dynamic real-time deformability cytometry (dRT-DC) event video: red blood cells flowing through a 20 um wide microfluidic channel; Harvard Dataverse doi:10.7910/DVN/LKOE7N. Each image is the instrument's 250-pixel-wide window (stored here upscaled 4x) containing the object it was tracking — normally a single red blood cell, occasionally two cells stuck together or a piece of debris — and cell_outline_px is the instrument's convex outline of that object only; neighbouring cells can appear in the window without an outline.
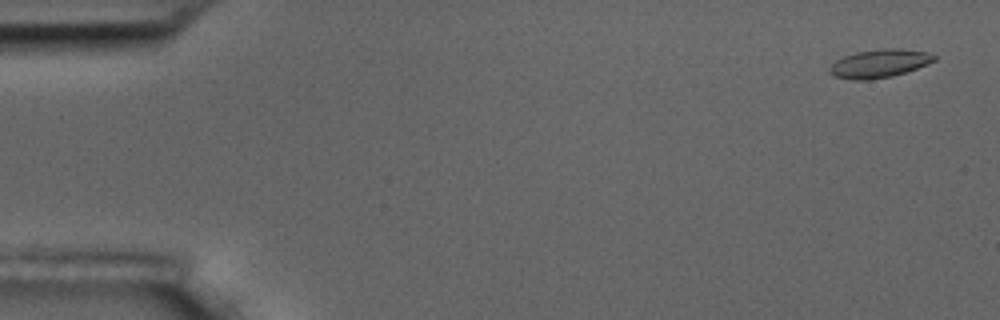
{"species": "common noctule bat (a hibernating species)", "species_latin": "Nyctalus noctula", "temperature_condition": "room temperature", "stored_images_in_passage": 5, "camera_frame_rate_fps": 3000, "um_per_image_px": 0.085, "animal": {"sex": "male", "body_mass_g": 17.5, "forearm_length_mm": 52.3}, "frame": {"image": 1, "passage_image": 1, "time_ms": 0.0, "image_size_px": [1000, 320], "cell_outline_px": [[936, 60], [928, 64], [892, 76], [864, 80], [852, 80], [832, 76], [828, 72], [828, 68], [836, 60], [844, 56], [856, 52], [884, 48], [896, 48], [924, 52], [936, 56]], "centroid_in_image_um": [74.69, 5.4], "position_along_channel_um": 10.3, "area_um2": 17.11}}
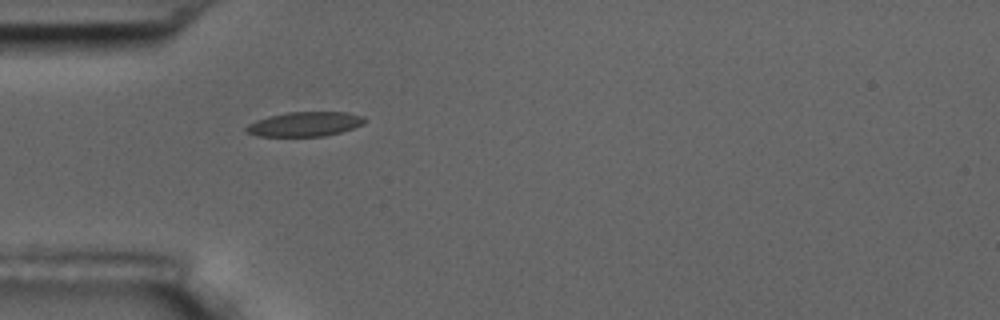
{"frame": {"image": 2, "passage_image": 5, "time_ms": 5.0, "image_size_px": [1000, 320], "cell_outline_px": [[368, 120], [364, 124], [340, 132], [324, 136], [256, 136], [244, 132], [244, 128], [248, 124], [256, 120], [268, 116], [288, 112], [348, 112], [364, 116]], "centroid_in_image_um": [25.9, 10.54], "position_along_channel_um": 59.1, "area_um2": 17.11}}